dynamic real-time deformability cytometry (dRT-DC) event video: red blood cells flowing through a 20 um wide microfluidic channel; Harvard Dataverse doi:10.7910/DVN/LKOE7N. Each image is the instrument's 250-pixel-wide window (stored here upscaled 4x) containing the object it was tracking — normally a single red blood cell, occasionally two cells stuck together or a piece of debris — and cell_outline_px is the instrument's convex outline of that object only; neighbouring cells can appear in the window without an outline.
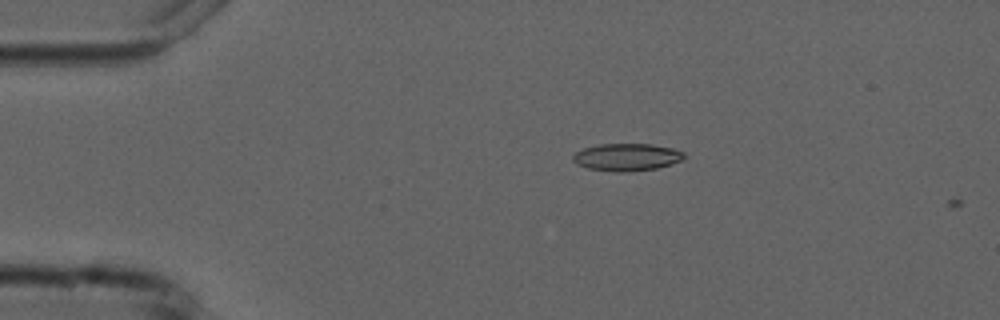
{"species": "common noctule bat (a hibernating species)", "species_latin": "Nyctalus noctula", "temperature_condition": "cold", "stored_images_in_passage": 4, "camera_frame_rate_fps": 3000, "um_per_image_px": 0.085, "animal": {"sex": "male", "forearm_length_mm": 52.5}, "frame": {"image": 1, "passage_image": 3, "time_ms": 2.333, "image_size_px": [1000, 320], "cell_outline_px": [[684, 160], [672, 164], [656, 168], [628, 172], [616, 172], [588, 168], [576, 164], [572, 160], [572, 156], [576, 152], [584, 148], [600, 144], [652, 144], [672, 148], [684, 152]], "centroid_in_image_um": [53.28, 13.36], "position_along_channel_um": 31.7, "area_um2": 17.8}}